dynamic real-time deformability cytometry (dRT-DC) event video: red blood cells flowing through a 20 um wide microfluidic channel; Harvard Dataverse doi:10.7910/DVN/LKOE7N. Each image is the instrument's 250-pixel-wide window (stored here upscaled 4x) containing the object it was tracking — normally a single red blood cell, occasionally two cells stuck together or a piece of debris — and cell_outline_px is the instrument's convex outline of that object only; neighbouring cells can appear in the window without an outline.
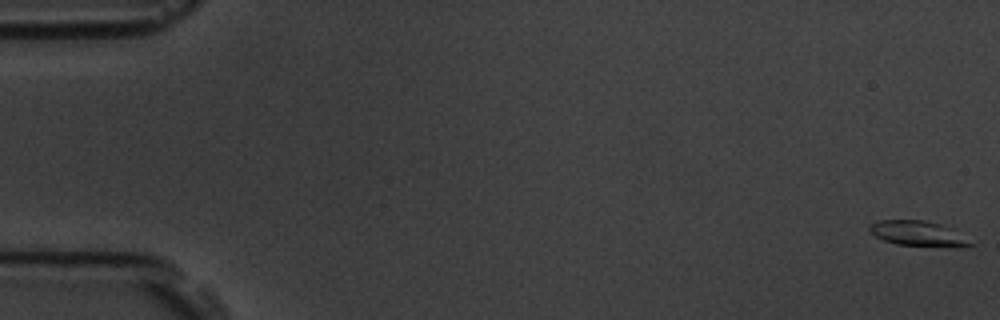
{"species": "common noctule bat (a hibernating species)", "species_latin": "Nyctalus noctula", "temperature_condition": "room temperature", "stored_images_in_passage": 55, "camera_frame_rate_fps": 3000, "um_per_image_px": 0.085, "animal": {"sex": "male", "body_mass_g": 19.5, "forearm_length_mm": 54.6}, "frame": {"image": 1, "passage_image": 1, "time_ms": 0.0, "image_size_px": [1000, 320], "cell_outline_px": [[976, 244], [960, 248], [952, 248], [896, 244], [884, 240], [876, 236], [868, 228], [872, 224], [880, 220], [924, 220], [940, 224]], "centroid_in_image_um": [78.07, 19.88], "position_along_channel_um": 6.9, "area_um2": 14.62}}
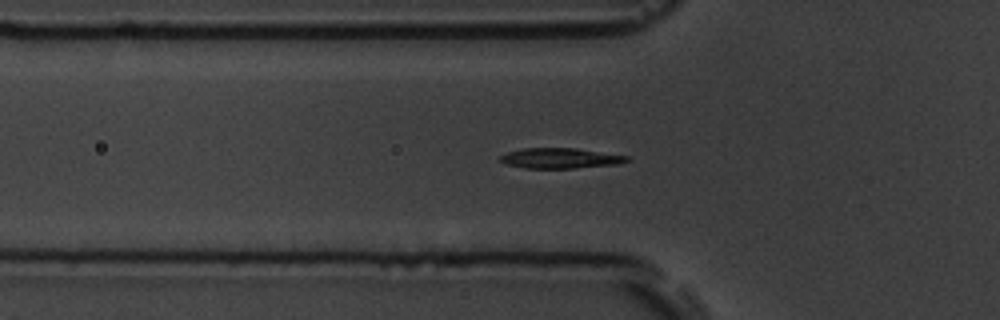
{"frame": {"image": 2, "passage_image": 19, "time_ms": 6.0, "image_size_px": [1000, 320], "cell_outline_px": [[628, 160], [620, 164], [576, 168], [524, 168], [508, 164], [500, 160], [500, 156], [508, 152], [520, 148], [576, 148], [628, 156]], "centroid_in_image_um": [47.63, 13.44], "position_along_channel_um": 78.2, "area_um2": 14.91}}
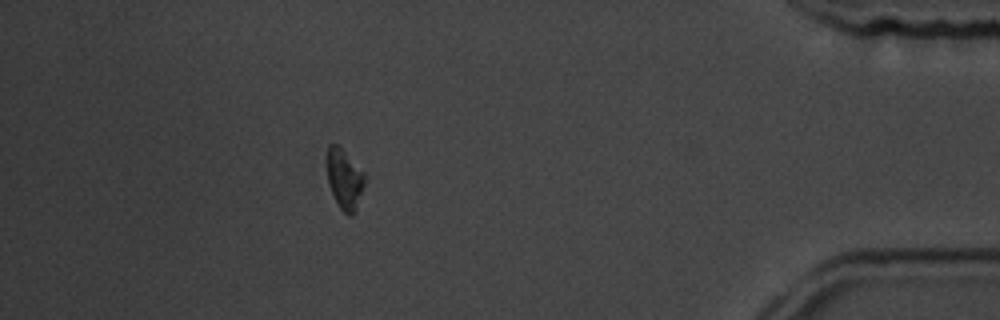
{"frame": {"image": 3, "passage_image": 49, "time_ms": 16.0, "image_size_px": [1000, 320], "cell_outline_px": [[364, 184], [356, 212], [352, 216], [348, 216], [340, 208], [328, 184], [324, 160], [328, 144], [336, 144], [364, 172]], "centroid_in_image_um": [29.23, 15.22], "position_along_channel_um": 406.0, "area_um2": 13.41}, "authors_computed_cell_mechanics": {"area_um2": 14.6812, "velocity_mm_per_s": 3.763, "shape_relaxation_time_tau1_ms": null, "shape_relaxation_time_tau2_ms": 0.5699, "deformation_change_tau1": null, "deformation_change_tau2": 0.0535}}